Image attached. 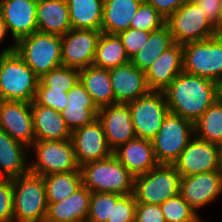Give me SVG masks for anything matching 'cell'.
<instances>
[{
  "mask_svg": "<svg viewBox=\"0 0 222 222\" xmlns=\"http://www.w3.org/2000/svg\"><path fill=\"white\" fill-rule=\"evenodd\" d=\"M195 136L222 145V103L216 101L194 122Z\"/></svg>",
  "mask_w": 222,
  "mask_h": 222,
  "instance_id": "obj_32",
  "label": "cell"
},
{
  "mask_svg": "<svg viewBox=\"0 0 222 222\" xmlns=\"http://www.w3.org/2000/svg\"><path fill=\"white\" fill-rule=\"evenodd\" d=\"M143 0H104L101 32L118 34L128 30Z\"/></svg>",
  "mask_w": 222,
  "mask_h": 222,
  "instance_id": "obj_26",
  "label": "cell"
},
{
  "mask_svg": "<svg viewBox=\"0 0 222 222\" xmlns=\"http://www.w3.org/2000/svg\"><path fill=\"white\" fill-rule=\"evenodd\" d=\"M180 173L174 165L158 164L150 171L134 177L137 203L160 205L179 194Z\"/></svg>",
  "mask_w": 222,
  "mask_h": 222,
  "instance_id": "obj_7",
  "label": "cell"
},
{
  "mask_svg": "<svg viewBox=\"0 0 222 222\" xmlns=\"http://www.w3.org/2000/svg\"><path fill=\"white\" fill-rule=\"evenodd\" d=\"M61 47L60 35L37 31L20 38L16 42L15 51L41 78L50 70L62 66Z\"/></svg>",
  "mask_w": 222,
  "mask_h": 222,
  "instance_id": "obj_5",
  "label": "cell"
},
{
  "mask_svg": "<svg viewBox=\"0 0 222 222\" xmlns=\"http://www.w3.org/2000/svg\"><path fill=\"white\" fill-rule=\"evenodd\" d=\"M219 148H220V162H221V170H222V145H220Z\"/></svg>",
  "mask_w": 222,
  "mask_h": 222,
  "instance_id": "obj_49",
  "label": "cell"
},
{
  "mask_svg": "<svg viewBox=\"0 0 222 222\" xmlns=\"http://www.w3.org/2000/svg\"><path fill=\"white\" fill-rule=\"evenodd\" d=\"M83 185L93 192L128 195L134 192V176L115 157L88 162L80 166Z\"/></svg>",
  "mask_w": 222,
  "mask_h": 222,
  "instance_id": "obj_3",
  "label": "cell"
},
{
  "mask_svg": "<svg viewBox=\"0 0 222 222\" xmlns=\"http://www.w3.org/2000/svg\"><path fill=\"white\" fill-rule=\"evenodd\" d=\"M72 29L101 31L104 0H67Z\"/></svg>",
  "mask_w": 222,
  "mask_h": 222,
  "instance_id": "obj_28",
  "label": "cell"
},
{
  "mask_svg": "<svg viewBox=\"0 0 222 222\" xmlns=\"http://www.w3.org/2000/svg\"><path fill=\"white\" fill-rule=\"evenodd\" d=\"M174 43L184 45L215 36L216 26L205 16L200 7L187 0L166 19Z\"/></svg>",
  "mask_w": 222,
  "mask_h": 222,
  "instance_id": "obj_8",
  "label": "cell"
},
{
  "mask_svg": "<svg viewBox=\"0 0 222 222\" xmlns=\"http://www.w3.org/2000/svg\"><path fill=\"white\" fill-rule=\"evenodd\" d=\"M37 28L60 36L72 29L67 0H38Z\"/></svg>",
  "mask_w": 222,
  "mask_h": 222,
  "instance_id": "obj_25",
  "label": "cell"
},
{
  "mask_svg": "<svg viewBox=\"0 0 222 222\" xmlns=\"http://www.w3.org/2000/svg\"><path fill=\"white\" fill-rule=\"evenodd\" d=\"M160 208L166 222H202L180 194L161 203Z\"/></svg>",
  "mask_w": 222,
  "mask_h": 222,
  "instance_id": "obj_34",
  "label": "cell"
},
{
  "mask_svg": "<svg viewBox=\"0 0 222 222\" xmlns=\"http://www.w3.org/2000/svg\"><path fill=\"white\" fill-rule=\"evenodd\" d=\"M205 16L217 26L222 19V0H192Z\"/></svg>",
  "mask_w": 222,
  "mask_h": 222,
  "instance_id": "obj_43",
  "label": "cell"
},
{
  "mask_svg": "<svg viewBox=\"0 0 222 222\" xmlns=\"http://www.w3.org/2000/svg\"><path fill=\"white\" fill-rule=\"evenodd\" d=\"M121 196L116 193L93 192L86 222H107L111 220L112 202H116Z\"/></svg>",
  "mask_w": 222,
  "mask_h": 222,
  "instance_id": "obj_35",
  "label": "cell"
},
{
  "mask_svg": "<svg viewBox=\"0 0 222 222\" xmlns=\"http://www.w3.org/2000/svg\"><path fill=\"white\" fill-rule=\"evenodd\" d=\"M194 136L192 121L168 112L158 133L152 139L154 155L158 164L173 165Z\"/></svg>",
  "mask_w": 222,
  "mask_h": 222,
  "instance_id": "obj_6",
  "label": "cell"
},
{
  "mask_svg": "<svg viewBox=\"0 0 222 222\" xmlns=\"http://www.w3.org/2000/svg\"><path fill=\"white\" fill-rule=\"evenodd\" d=\"M136 206L133 193L122 195L116 202H112L111 220L107 222H134Z\"/></svg>",
  "mask_w": 222,
  "mask_h": 222,
  "instance_id": "obj_39",
  "label": "cell"
},
{
  "mask_svg": "<svg viewBox=\"0 0 222 222\" xmlns=\"http://www.w3.org/2000/svg\"><path fill=\"white\" fill-rule=\"evenodd\" d=\"M38 0H0V12L11 33L14 44L27 35L38 31Z\"/></svg>",
  "mask_w": 222,
  "mask_h": 222,
  "instance_id": "obj_18",
  "label": "cell"
},
{
  "mask_svg": "<svg viewBox=\"0 0 222 222\" xmlns=\"http://www.w3.org/2000/svg\"><path fill=\"white\" fill-rule=\"evenodd\" d=\"M33 129L36 141H61L71 139V130L61 114L50 107L31 102Z\"/></svg>",
  "mask_w": 222,
  "mask_h": 222,
  "instance_id": "obj_23",
  "label": "cell"
},
{
  "mask_svg": "<svg viewBox=\"0 0 222 222\" xmlns=\"http://www.w3.org/2000/svg\"><path fill=\"white\" fill-rule=\"evenodd\" d=\"M0 130L30 149L36 141L31 103L0 100Z\"/></svg>",
  "mask_w": 222,
  "mask_h": 222,
  "instance_id": "obj_16",
  "label": "cell"
},
{
  "mask_svg": "<svg viewBox=\"0 0 222 222\" xmlns=\"http://www.w3.org/2000/svg\"><path fill=\"white\" fill-rule=\"evenodd\" d=\"M7 33H8V30H7L6 24L3 20L2 14L0 12V42L4 40Z\"/></svg>",
  "mask_w": 222,
  "mask_h": 222,
  "instance_id": "obj_46",
  "label": "cell"
},
{
  "mask_svg": "<svg viewBox=\"0 0 222 222\" xmlns=\"http://www.w3.org/2000/svg\"><path fill=\"white\" fill-rule=\"evenodd\" d=\"M92 192L84 185L60 202L48 203L45 222H86Z\"/></svg>",
  "mask_w": 222,
  "mask_h": 222,
  "instance_id": "obj_22",
  "label": "cell"
},
{
  "mask_svg": "<svg viewBox=\"0 0 222 222\" xmlns=\"http://www.w3.org/2000/svg\"><path fill=\"white\" fill-rule=\"evenodd\" d=\"M183 47V71L214 81L222 78V40L212 38L189 42Z\"/></svg>",
  "mask_w": 222,
  "mask_h": 222,
  "instance_id": "obj_9",
  "label": "cell"
},
{
  "mask_svg": "<svg viewBox=\"0 0 222 222\" xmlns=\"http://www.w3.org/2000/svg\"><path fill=\"white\" fill-rule=\"evenodd\" d=\"M215 36L222 40V19L221 22L216 26Z\"/></svg>",
  "mask_w": 222,
  "mask_h": 222,
  "instance_id": "obj_48",
  "label": "cell"
},
{
  "mask_svg": "<svg viewBox=\"0 0 222 222\" xmlns=\"http://www.w3.org/2000/svg\"><path fill=\"white\" fill-rule=\"evenodd\" d=\"M34 101L60 113L68 105V93L63 90L47 88L39 80Z\"/></svg>",
  "mask_w": 222,
  "mask_h": 222,
  "instance_id": "obj_38",
  "label": "cell"
},
{
  "mask_svg": "<svg viewBox=\"0 0 222 222\" xmlns=\"http://www.w3.org/2000/svg\"><path fill=\"white\" fill-rule=\"evenodd\" d=\"M15 45L0 52V100L31 103L40 78L17 54Z\"/></svg>",
  "mask_w": 222,
  "mask_h": 222,
  "instance_id": "obj_2",
  "label": "cell"
},
{
  "mask_svg": "<svg viewBox=\"0 0 222 222\" xmlns=\"http://www.w3.org/2000/svg\"><path fill=\"white\" fill-rule=\"evenodd\" d=\"M79 81L91 95L98 108L115 103L109 69L90 65L79 70Z\"/></svg>",
  "mask_w": 222,
  "mask_h": 222,
  "instance_id": "obj_27",
  "label": "cell"
},
{
  "mask_svg": "<svg viewBox=\"0 0 222 222\" xmlns=\"http://www.w3.org/2000/svg\"><path fill=\"white\" fill-rule=\"evenodd\" d=\"M39 80L47 88L68 92L79 81V70L61 66L50 70Z\"/></svg>",
  "mask_w": 222,
  "mask_h": 222,
  "instance_id": "obj_36",
  "label": "cell"
},
{
  "mask_svg": "<svg viewBox=\"0 0 222 222\" xmlns=\"http://www.w3.org/2000/svg\"><path fill=\"white\" fill-rule=\"evenodd\" d=\"M169 112L193 123L216 101V83L207 78L180 72L163 91Z\"/></svg>",
  "mask_w": 222,
  "mask_h": 222,
  "instance_id": "obj_1",
  "label": "cell"
},
{
  "mask_svg": "<svg viewBox=\"0 0 222 222\" xmlns=\"http://www.w3.org/2000/svg\"><path fill=\"white\" fill-rule=\"evenodd\" d=\"M98 111L96 104L68 103L60 114L72 132L94 122L98 118Z\"/></svg>",
  "mask_w": 222,
  "mask_h": 222,
  "instance_id": "obj_33",
  "label": "cell"
},
{
  "mask_svg": "<svg viewBox=\"0 0 222 222\" xmlns=\"http://www.w3.org/2000/svg\"><path fill=\"white\" fill-rule=\"evenodd\" d=\"M27 148L0 130V178L13 179L30 172Z\"/></svg>",
  "mask_w": 222,
  "mask_h": 222,
  "instance_id": "obj_24",
  "label": "cell"
},
{
  "mask_svg": "<svg viewBox=\"0 0 222 222\" xmlns=\"http://www.w3.org/2000/svg\"><path fill=\"white\" fill-rule=\"evenodd\" d=\"M13 222H45L48 202L43 176L31 172L13 178Z\"/></svg>",
  "mask_w": 222,
  "mask_h": 222,
  "instance_id": "obj_4",
  "label": "cell"
},
{
  "mask_svg": "<svg viewBox=\"0 0 222 222\" xmlns=\"http://www.w3.org/2000/svg\"><path fill=\"white\" fill-rule=\"evenodd\" d=\"M130 63L125 47L117 34L101 32L99 37L93 65L111 69Z\"/></svg>",
  "mask_w": 222,
  "mask_h": 222,
  "instance_id": "obj_29",
  "label": "cell"
},
{
  "mask_svg": "<svg viewBox=\"0 0 222 222\" xmlns=\"http://www.w3.org/2000/svg\"><path fill=\"white\" fill-rule=\"evenodd\" d=\"M183 47L174 43L145 72L150 91L163 92L183 71Z\"/></svg>",
  "mask_w": 222,
  "mask_h": 222,
  "instance_id": "obj_20",
  "label": "cell"
},
{
  "mask_svg": "<svg viewBox=\"0 0 222 222\" xmlns=\"http://www.w3.org/2000/svg\"><path fill=\"white\" fill-rule=\"evenodd\" d=\"M109 76L115 103H129L150 92L145 72L131 62L109 69Z\"/></svg>",
  "mask_w": 222,
  "mask_h": 222,
  "instance_id": "obj_19",
  "label": "cell"
},
{
  "mask_svg": "<svg viewBox=\"0 0 222 222\" xmlns=\"http://www.w3.org/2000/svg\"><path fill=\"white\" fill-rule=\"evenodd\" d=\"M0 222H13L12 179L0 178Z\"/></svg>",
  "mask_w": 222,
  "mask_h": 222,
  "instance_id": "obj_41",
  "label": "cell"
},
{
  "mask_svg": "<svg viewBox=\"0 0 222 222\" xmlns=\"http://www.w3.org/2000/svg\"><path fill=\"white\" fill-rule=\"evenodd\" d=\"M222 193V170L181 176L179 194L198 214V210L211 204Z\"/></svg>",
  "mask_w": 222,
  "mask_h": 222,
  "instance_id": "obj_14",
  "label": "cell"
},
{
  "mask_svg": "<svg viewBox=\"0 0 222 222\" xmlns=\"http://www.w3.org/2000/svg\"><path fill=\"white\" fill-rule=\"evenodd\" d=\"M30 148L31 150L34 149L36 154V161L30 163V172L33 174L45 176L80 171L71 139L35 141Z\"/></svg>",
  "mask_w": 222,
  "mask_h": 222,
  "instance_id": "obj_10",
  "label": "cell"
},
{
  "mask_svg": "<svg viewBox=\"0 0 222 222\" xmlns=\"http://www.w3.org/2000/svg\"><path fill=\"white\" fill-rule=\"evenodd\" d=\"M134 222H166L160 205L137 203Z\"/></svg>",
  "mask_w": 222,
  "mask_h": 222,
  "instance_id": "obj_42",
  "label": "cell"
},
{
  "mask_svg": "<svg viewBox=\"0 0 222 222\" xmlns=\"http://www.w3.org/2000/svg\"><path fill=\"white\" fill-rule=\"evenodd\" d=\"M112 151L136 137L128 103H114L99 108L97 118Z\"/></svg>",
  "mask_w": 222,
  "mask_h": 222,
  "instance_id": "obj_17",
  "label": "cell"
},
{
  "mask_svg": "<svg viewBox=\"0 0 222 222\" xmlns=\"http://www.w3.org/2000/svg\"><path fill=\"white\" fill-rule=\"evenodd\" d=\"M166 25V20L149 3L141 2L134 18L131 21L130 28L153 32Z\"/></svg>",
  "mask_w": 222,
  "mask_h": 222,
  "instance_id": "obj_37",
  "label": "cell"
},
{
  "mask_svg": "<svg viewBox=\"0 0 222 222\" xmlns=\"http://www.w3.org/2000/svg\"><path fill=\"white\" fill-rule=\"evenodd\" d=\"M217 100L222 103V78L216 82Z\"/></svg>",
  "mask_w": 222,
  "mask_h": 222,
  "instance_id": "obj_47",
  "label": "cell"
},
{
  "mask_svg": "<svg viewBox=\"0 0 222 222\" xmlns=\"http://www.w3.org/2000/svg\"><path fill=\"white\" fill-rule=\"evenodd\" d=\"M71 141L79 167L88 162L105 159L113 154L107 143L103 126L98 119L72 131Z\"/></svg>",
  "mask_w": 222,
  "mask_h": 222,
  "instance_id": "obj_15",
  "label": "cell"
},
{
  "mask_svg": "<svg viewBox=\"0 0 222 222\" xmlns=\"http://www.w3.org/2000/svg\"><path fill=\"white\" fill-rule=\"evenodd\" d=\"M173 44L174 41L169 27L164 25L159 30L150 33L145 46L130 59V62L146 72L151 64Z\"/></svg>",
  "mask_w": 222,
  "mask_h": 222,
  "instance_id": "obj_30",
  "label": "cell"
},
{
  "mask_svg": "<svg viewBox=\"0 0 222 222\" xmlns=\"http://www.w3.org/2000/svg\"><path fill=\"white\" fill-rule=\"evenodd\" d=\"M115 157L134 176L144 174L158 165L152 140L135 137L113 151Z\"/></svg>",
  "mask_w": 222,
  "mask_h": 222,
  "instance_id": "obj_21",
  "label": "cell"
},
{
  "mask_svg": "<svg viewBox=\"0 0 222 222\" xmlns=\"http://www.w3.org/2000/svg\"><path fill=\"white\" fill-rule=\"evenodd\" d=\"M152 5L166 20L172 13L178 10L187 0H143Z\"/></svg>",
  "mask_w": 222,
  "mask_h": 222,
  "instance_id": "obj_44",
  "label": "cell"
},
{
  "mask_svg": "<svg viewBox=\"0 0 222 222\" xmlns=\"http://www.w3.org/2000/svg\"><path fill=\"white\" fill-rule=\"evenodd\" d=\"M173 165L181 176L221 170L219 145L194 136Z\"/></svg>",
  "mask_w": 222,
  "mask_h": 222,
  "instance_id": "obj_13",
  "label": "cell"
},
{
  "mask_svg": "<svg viewBox=\"0 0 222 222\" xmlns=\"http://www.w3.org/2000/svg\"><path fill=\"white\" fill-rule=\"evenodd\" d=\"M68 103L95 104L91 95L78 81L68 92Z\"/></svg>",
  "mask_w": 222,
  "mask_h": 222,
  "instance_id": "obj_45",
  "label": "cell"
},
{
  "mask_svg": "<svg viewBox=\"0 0 222 222\" xmlns=\"http://www.w3.org/2000/svg\"><path fill=\"white\" fill-rule=\"evenodd\" d=\"M136 137L152 140L169 112L163 92L150 91L128 103Z\"/></svg>",
  "mask_w": 222,
  "mask_h": 222,
  "instance_id": "obj_11",
  "label": "cell"
},
{
  "mask_svg": "<svg viewBox=\"0 0 222 222\" xmlns=\"http://www.w3.org/2000/svg\"><path fill=\"white\" fill-rule=\"evenodd\" d=\"M100 35L92 29H70L62 35V66L81 70L93 65Z\"/></svg>",
  "mask_w": 222,
  "mask_h": 222,
  "instance_id": "obj_12",
  "label": "cell"
},
{
  "mask_svg": "<svg viewBox=\"0 0 222 222\" xmlns=\"http://www.w3.org/2000/svg\"><path fill=\"white\" fill-rule=\"evenodd\" d=\"M150 33L148 31L129 28L117 35L120 37L123 46L125 47L128 57L131 59L140 51L149 40Z\"/></svg>",
  "mask_w": 222,
  "mask_h": 222,
  "instance_id": "obj_40",
  "label": "cell"
},
{
  "mask_svg": "<svg viewBox=\"0 0 222 222\" xmlns=\"http://www.w3.org/2000/svg\"><path fill=\"white\" fill-rule=\"evenodd\" d=\"M48 203L60 202L83 186L81 171L43 176Z\"/></svg>",
  "mask_w": 222,
  "mask_h": 222,
  "instance_id": "obj_31",
  "label": "cell"
}]
</instances>
